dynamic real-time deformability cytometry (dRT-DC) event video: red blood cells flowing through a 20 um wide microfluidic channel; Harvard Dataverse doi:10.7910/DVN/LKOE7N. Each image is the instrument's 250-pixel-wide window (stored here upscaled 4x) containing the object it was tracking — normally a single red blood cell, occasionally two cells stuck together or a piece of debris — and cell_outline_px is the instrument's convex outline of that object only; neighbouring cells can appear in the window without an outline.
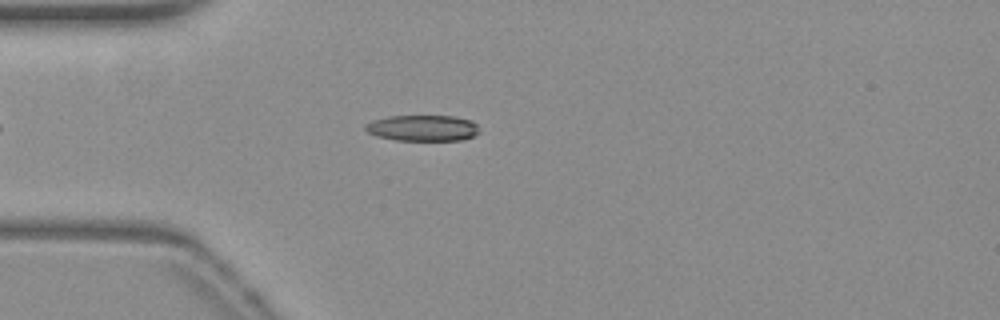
{"species": "common noctule bat (a hibernating species)", "species_latin": "Nyctalus noctula", "temperature_condition": "warm", "stored_images_in_passage": 34, "camera_frame_rate_fps": 3000, "um_per_image_px": 0.085, "animal": {"sex": "female", "body_mass_g": 19.3, "forearm_length_mm": 54.1}, "frame": {"image": 1, "passage_image": 1, "time_ms": 0.0, "image_size_px": [1000, 320], "cell_outline_px": [[476, 132], [472, 136], [460, 140], [396, 140], [376, 136], [368, 132], [364, 128], [364, 124], [372, 120], [388, 116], [456, 116], [472, 120], [476, 124]], "centroid_in_image_um": [35.87, 10.87], "position_along_channel_um": 49.1, "area_um2": 17.17}}
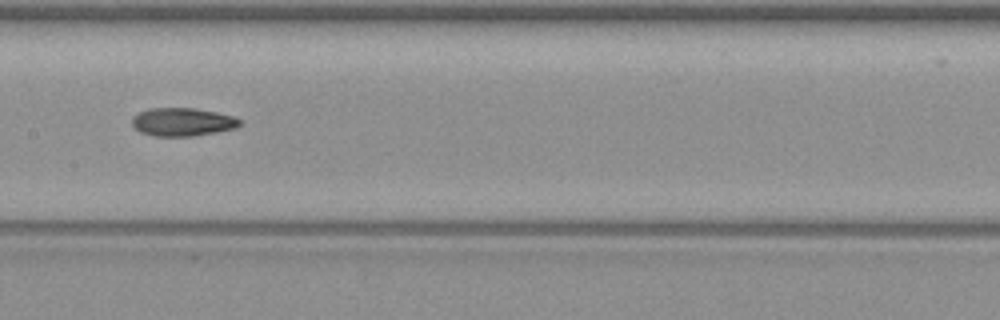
{"frame": {"image": 2, "passage_image": 13, "time_ms": 4.0, "image_size_px": [1000, 320], "cell_outline_px": [[240, 124], [236, 128], [192, 136], [156, 136], [140, 132], [132, 124], [132, 116], [148, 108], [196, 108], [216, 112], [232, 116], [240, 120]], "centroid_in_image_um": [15.48, 10.36], "position_along_channel_um": 191.9, "area_um2": 17.57}}
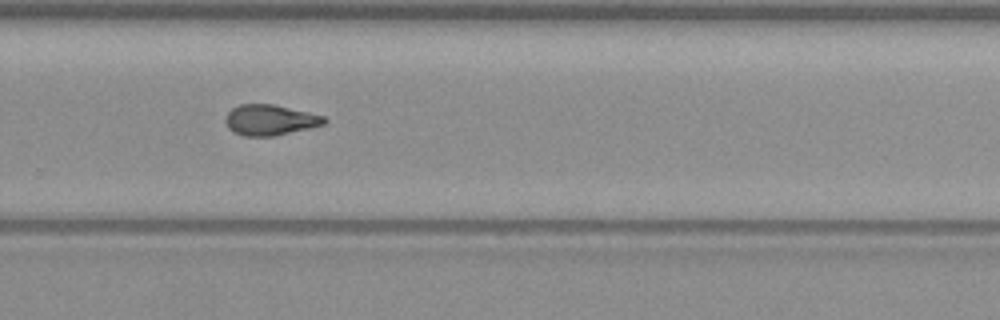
{"frame": {"image": 3, "passage_image": 22, "time_ms": 7.0, "image_size_px": [1000, 320], "cell_outline_px": [[328, 120], [324, 124], [308, 128], [272, 136], [244, 136], [228, 128], [224, 120], [228, 112], [232, 108], [240, 104], [272, 104], [308, 112], [324, 116]], "centroid_in_image_um": [22.93, 10.19], "position_along_channel_um": 306.9, "area_um2": 17.4}, "authors_computed_cell_mechanics": {"area_um2": 17.8313, "velocity_mm_per_s": 3.85, "shape_relaxation_time_tau1_ms": 8.1175, "shape_relaxation_time_tau2_ms": 4.7058, "deformation_change_tau1": 0.2165, "deformation_change_tau2": 0.1307}}